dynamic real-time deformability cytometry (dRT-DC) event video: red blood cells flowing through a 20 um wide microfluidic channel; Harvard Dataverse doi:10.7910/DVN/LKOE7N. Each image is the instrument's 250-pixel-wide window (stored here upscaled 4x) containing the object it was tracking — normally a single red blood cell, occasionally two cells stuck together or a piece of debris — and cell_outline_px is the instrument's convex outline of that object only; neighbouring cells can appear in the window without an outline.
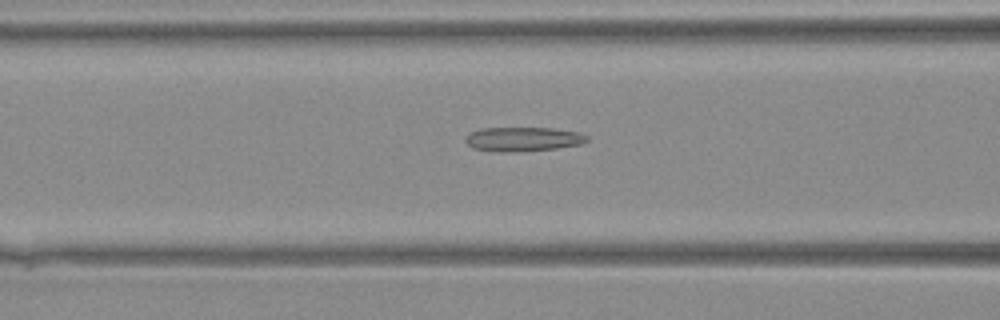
{"species": "Egyptian fruit bat (a non-hibernating species)", "species_latin": "Rousettus aegyptiacus", "temperature_condition": "warm", "stored_images_in_passage": 29, "camera_frame_rate_fps": 3000, "um_per_image_px": 0.085, "animal": {"sex": "female"}, "frame": {"image": 1, "passage_image": 5, "time_ms": 1.333, "image_size_px": [1000, 320], "cell_outline_px": [[588, 140], [580, 144], [556, 148], [508, 152], [496, 152], [472, 148], [464, 140], [472, 132], [480, 128], [552, 128], [580, 132], [588, 136]], "centroid_in_image_um": [44.46, 11.82], "position_along_channel_um": 122.1, "area_um2": 17.05}}
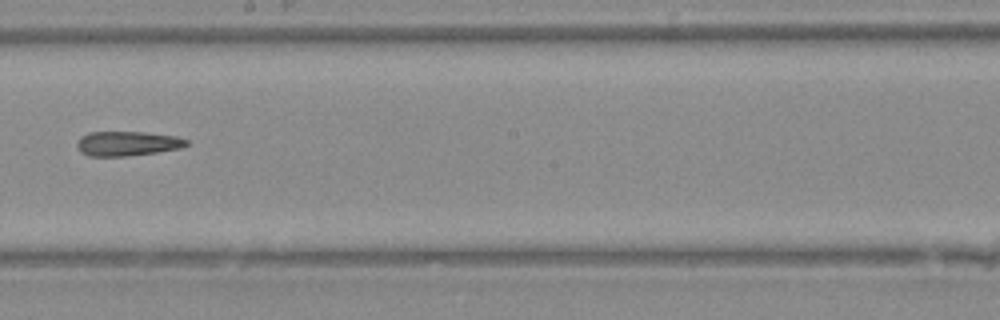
{"frame": {"image": 2, "passage_image": 12, "time_ms": 3.667, "image_size_px": [1000, 320], "cell_outline_px": [[188, 144], [180, 148], [156, 152], [128, 156], [88, 156], [80, 152], [76, 148], [76, 144], [80, 136], [88, 132], [144, 132], [176, 136], [188, 140]], "centroid_in_image_um": [10.77, 12.2], "position_along_channel_um": 237.4, "area_um2": 15.78}}
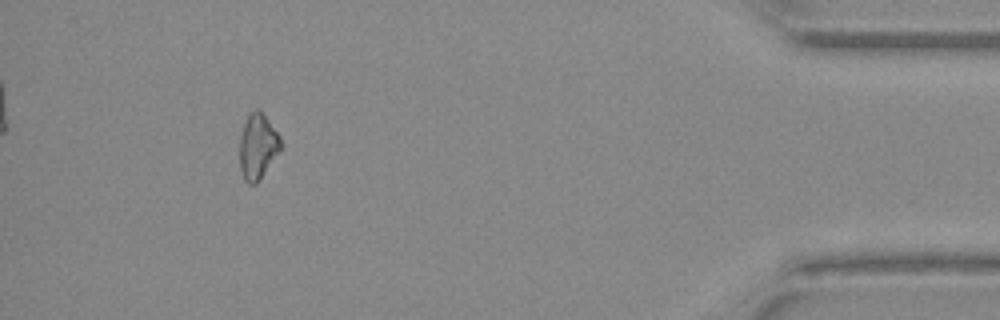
{"frame": {"image": 3, "passage_image": 26, "time_ms": 8.333, "image_size_px": [1000, 320], "cell_outline_px": [[280, 152], [256, 184], [248, 184], [244, 180], [240, 168], [240, 136], [244, 124], [248, 116], [256, 108], [260, 108], [280, 136]], "centroid_in_image_um": [21.91, 12.45], "position_along_channel_um": 413.3, "area_um2": 15.61}}